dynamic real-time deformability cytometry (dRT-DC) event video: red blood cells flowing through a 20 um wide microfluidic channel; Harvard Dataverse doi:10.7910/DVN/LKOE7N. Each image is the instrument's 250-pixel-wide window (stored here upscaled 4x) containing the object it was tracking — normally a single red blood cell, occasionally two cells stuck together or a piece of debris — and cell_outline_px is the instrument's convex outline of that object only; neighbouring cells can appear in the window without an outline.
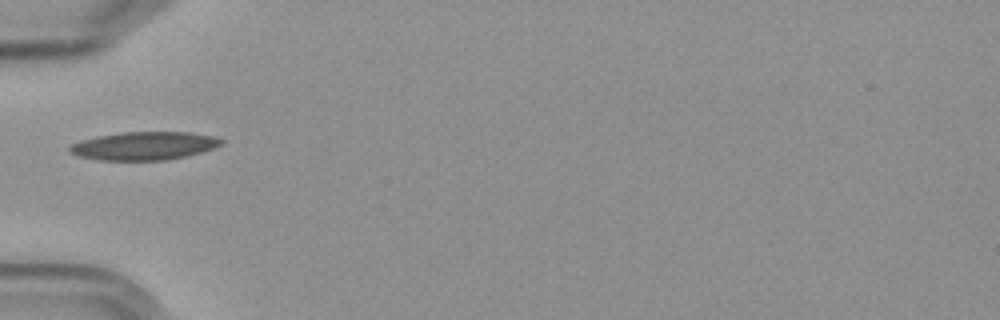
{"species": "Egyptian fruit bat (a non-hibernating species)", "species_latin": "Rousettus aegyptiacus", "temperature_condition": "cold", "stored_images_in_passage": 38, "camera_frame_rate_fps": 3000, "um_per_image_px": 0.085, "frame": {"image": 1, "passage_image": 1, "time_ms": 0.0, "image_size_px": [1000, 320], "cell_outline_px": [[224, 144], [200, 152], [168, 160], [100, 160], [76, 156], [68, 152], [68, 148], [72, 144], [80, 140], [96, 136], [124, 132], [188, 132], [212, 136], [224, 140]], "centroid_in_image_um": [12.2, 12.4], "position_along_channel_um": 72.8, "area_um2": 24.91}}
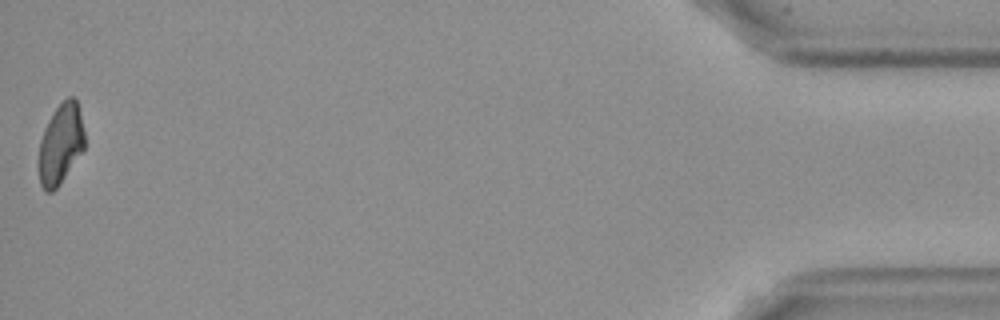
{"frame": {"image": 2, "passage_image": 38, "time_ms": 12.333, "image_size_px": [1000, 320], "cell_outline_px": [[84, 148], [60, 184], [52, 192], [44, 192], [40, 184], [40, 140], [44, 128], [48, 120], [56, 108], [68, 96], [72, 96], [76, 100], [84, 132]], "centroid_in_image_um": [5.15, 12.25], "position_along_channel_um": 430.1, "area_um2": 20.98}, "authors_computed_cell_mechanics": {"area_um2": 23.2645, "velocity_mm_per_s": 3.5934, "shape_relaxation_time_tau1_ms": null, "shape_relaxation_time_tau2_ms": 9.0192, "deformation_change_tau1": null, "deformation_change_tau2": 0.1955}}